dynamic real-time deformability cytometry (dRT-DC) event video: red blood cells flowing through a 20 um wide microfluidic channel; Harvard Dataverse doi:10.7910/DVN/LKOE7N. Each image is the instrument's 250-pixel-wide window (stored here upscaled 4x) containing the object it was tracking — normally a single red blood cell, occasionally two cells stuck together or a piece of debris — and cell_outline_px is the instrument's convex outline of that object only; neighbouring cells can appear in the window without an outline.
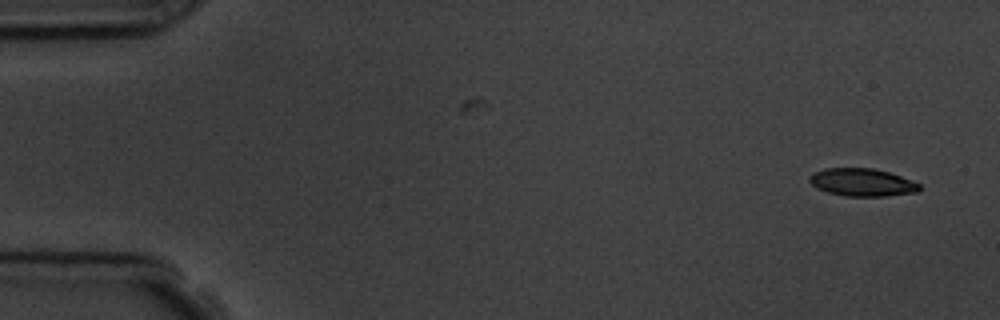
{"species": "common noctule bat (a hibernating species)", "species_latin": "Nyctalus noctula", "temperature_condition": "room temperature", "stored_images_in_passage": 2, "camera_frame_rate_fps": 3000, "um_per_image_px": 0.085, "animal": {"sex": "male", "body_mass_g": 19.5, "forearm_length_mm": 54.6}, "frame": {"image": 1, "passage_image": 2, "time_ms": 1.333, "image_size_px": [1000, 320], "cell_outline_px": [[920, 192], [888, 196], [844, 196], [828, 192], [816, 188], [808, 180], [808, 176], [812, 172], [824, 168], [872, 168], [888, 172], [900, 176], [920, 184]], "centroid_in_image_um": [73.25, 15.5], "position_along_channel_um": 11.7, "area_um2": 17.92}}